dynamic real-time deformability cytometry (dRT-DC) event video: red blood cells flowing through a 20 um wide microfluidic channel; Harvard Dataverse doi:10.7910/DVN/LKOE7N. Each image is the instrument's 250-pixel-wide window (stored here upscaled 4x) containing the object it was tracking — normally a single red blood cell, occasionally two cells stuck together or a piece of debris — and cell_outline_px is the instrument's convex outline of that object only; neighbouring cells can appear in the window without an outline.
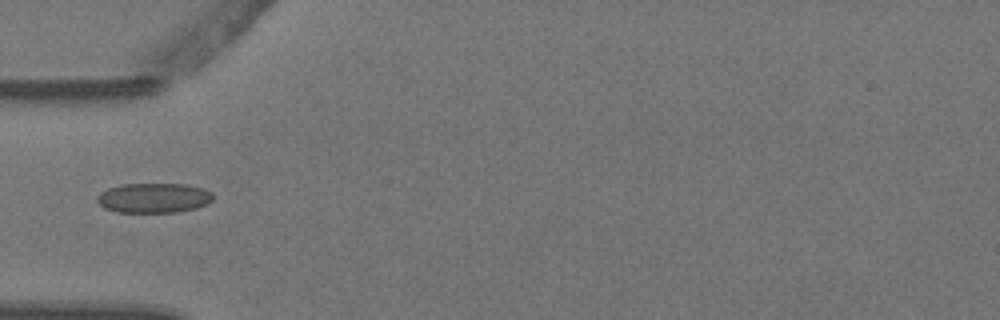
{"species": "Egyptian fruit bat (a non-hibernating species)", "species_latin": "Rousettus aegyptiacus", "temperature_condition": "warm", "stored_images_in_passage": 1, "camera_frame_rate_fps": 3000, "um_per_image_px": 0.085, "animal": {"sex": "female"}, "frame": {"image": 1, "passage_image": 1, "time_ms": 0.0, "image_size_px": [1000, 320], "cell_outline_px": [[212, 200], [208, 204], [196, 208], [176, 212], [116, 212], [104, 208], [96, 200], [96, 196], [100, 192], [108, 188], [120, 184], [188, 184], [204, 188], [212, 192]], "centroid_in_image_um": [13.06, 16.82], "position_along_channel_um": 71.9, "area_um2": 20.35}}